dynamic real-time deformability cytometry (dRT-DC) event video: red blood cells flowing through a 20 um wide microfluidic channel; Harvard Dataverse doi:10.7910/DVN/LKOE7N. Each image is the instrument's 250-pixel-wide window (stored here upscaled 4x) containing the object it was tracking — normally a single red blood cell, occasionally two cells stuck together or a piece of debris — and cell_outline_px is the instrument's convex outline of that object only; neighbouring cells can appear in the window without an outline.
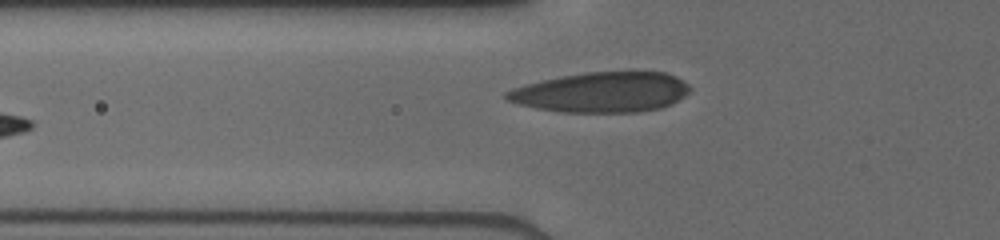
{"species": "human", "species_latin": "Homo sapiens", "temperature_condition": "cold", "stored_images_in_passage": 3, "camera_frame_rate_fps": 3000, "um_per_image_px": 0.085, "donor": {"sex": "male"}, "frame": {"image": 1, "passage_image": 3, "time_ms": 1.667, "image_size_px": [1000, 240], "cell_outline_px": [[692, 88], [684, 96], [672, 104], [660, 108], [640, 112], [560, 112], [536, 108], [520, 104], [508, 100], [504, 96], [504, 92], [512, 88], [524, 84], [560, 76], [588, 72], [664, 72], [676, 76], [688, 84]], "centroid_in_image_um": [51.14, 7.84], "position_along_channel_um": 74.7, "area_um2": 43.0}}